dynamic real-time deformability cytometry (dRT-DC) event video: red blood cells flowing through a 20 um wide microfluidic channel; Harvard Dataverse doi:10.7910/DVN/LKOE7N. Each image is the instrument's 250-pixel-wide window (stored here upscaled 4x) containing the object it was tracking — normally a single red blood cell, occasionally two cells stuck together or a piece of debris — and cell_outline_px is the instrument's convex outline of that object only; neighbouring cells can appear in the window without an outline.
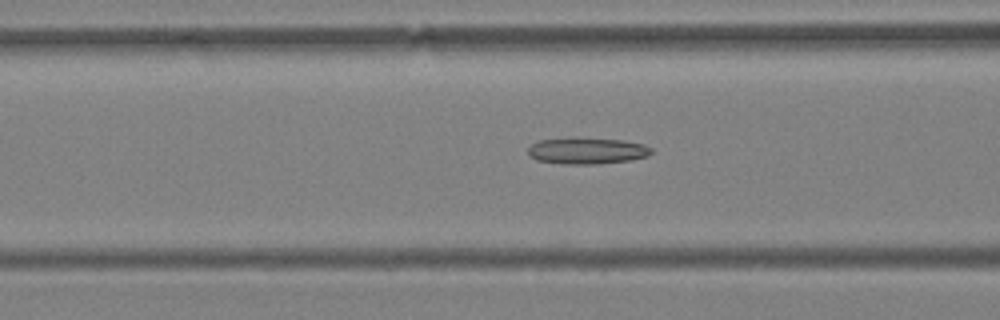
{"species": "Egyptian fruit bat (a non-hibernating species)", "species_latin": "Rousettus aegyptiacus", "temperature_condition": "warm", "stored_images_in_passage": 53, "camera_frame_rate_fps": 3000, "um_per_image_px": 0.085, "animal": {"sex": "female"}, "frame": {"image": 1, "passage_image": 26, "time_ms": 8.333, "image_size_px": [1000, 320], "cell_outline_px": [[652, 152], [648, 156], [632, 160], [596, 164], [564, 164], [536, 160], [528, 156], [528, 148], [532, 144], [540, 140], [624, 140], [644, 144], [652, 148]], "centroid_in_image_um": [49.93, 12.86], "position_along_channel_um": 116.7, "area_um2": 18.32}}
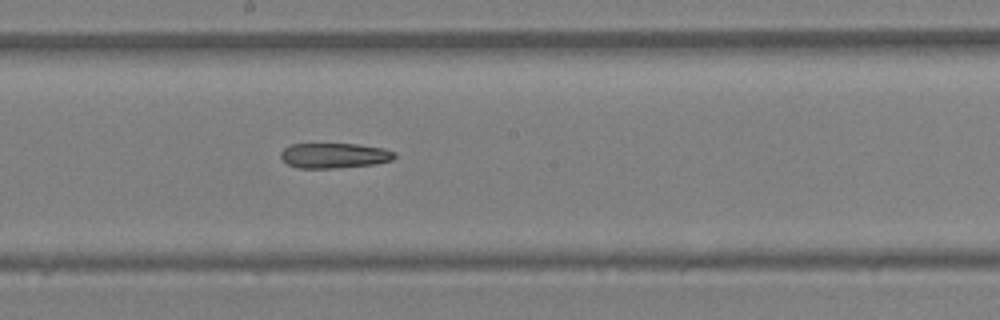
{"frame": {"image": 2, "passage_image": 35, "time_ms": 11.333, "image_size_px": [1000, 320], "cell_outline_px": [[396, 156], [392, 160], [376, 164], [332, 168], [296, 168], [288, 164], [280, 156], [280, 152], [284, 148], [292, 144], [356, 144], [384, 148], [396, 152]], "centroid_in_image_um": [28.43, 13.22], "position_along_channel_um": 219.8, "area_um2": 16.7}}
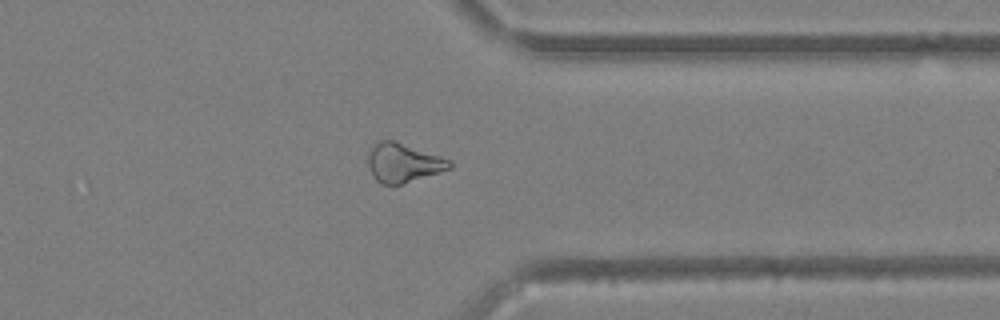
{"frame": {"image": 3, "passage_image": 49, "time_ms": 16.0, "image_size_px": [1000, 320], "cell_outline_px": [[452, 168], [440, 172], [400, 184], [380, 184], [372, 176], [368, 164], [368, 152], [372, 144], [380, 140], [392, 140], [452, 160]], "centroid_in_image_um": [34.25, 13.83], "position_along_channel_um": 377.2, "area_um2": 18.44}}